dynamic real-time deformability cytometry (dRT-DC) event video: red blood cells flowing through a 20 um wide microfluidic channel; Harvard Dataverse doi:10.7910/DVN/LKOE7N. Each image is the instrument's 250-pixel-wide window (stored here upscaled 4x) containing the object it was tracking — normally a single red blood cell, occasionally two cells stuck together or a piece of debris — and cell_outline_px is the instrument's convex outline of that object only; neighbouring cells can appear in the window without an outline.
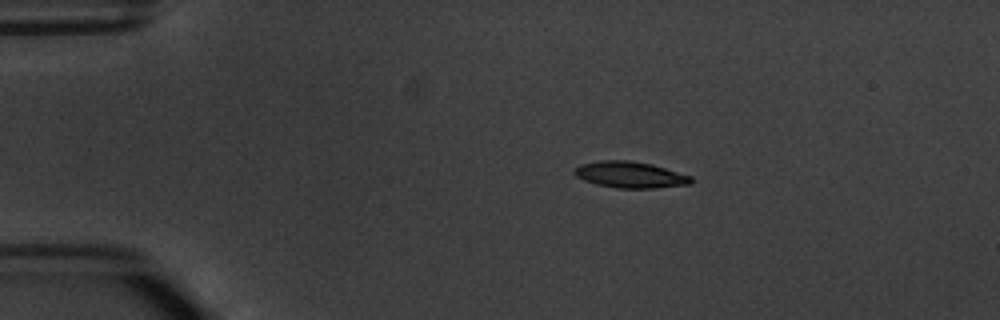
{"species": "common noctule bat (a hibernating species)", "species_latin": "Nyctalus noctula", "temperature_condition": "warm", "stored_images_in_passage": 6, "camera_frame_rate_fps": 3000, "um_per_image_px": 0.085, "animal": {"sex": "male", "body_mass_g": 20.1, "forearm_length_mm": 53.5}, "frame": {"image": 1, "passage_image": 1, "time_ms": 0.0, "image_size_px": [1000, 320], "cell_outline_px": [[692, 184], [656, 188], [616, 188], [596, 184], [584, 180], [576, 176], [572, 172], [572, 168], [580, 164], [600, 160], [632, 160], [652, 164], [692, 176]], "centroid_in_image_um": [53.54, 14.84], "position_along_channel_um": 31.5, "area_um2": 18.15}}
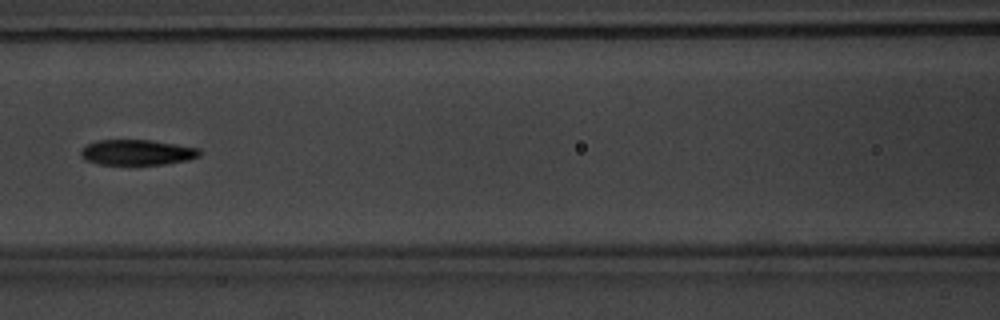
{"frame": {"image": 2, "passage_image": 5, "time_ms": 4.667, "image_size_px": [1000, 320], "cell_outline_px": [[200, 156], [188, 160], [164, 164], [100, 164], [84, 160], [80, 156], [80, 152], [88, 144], [96, 140], [152, 140], [200, 148]], "centroid_in_image_um": [11.66, 12.95], "position_along_channel_um": 154.9, "area_um2": 17.57}}
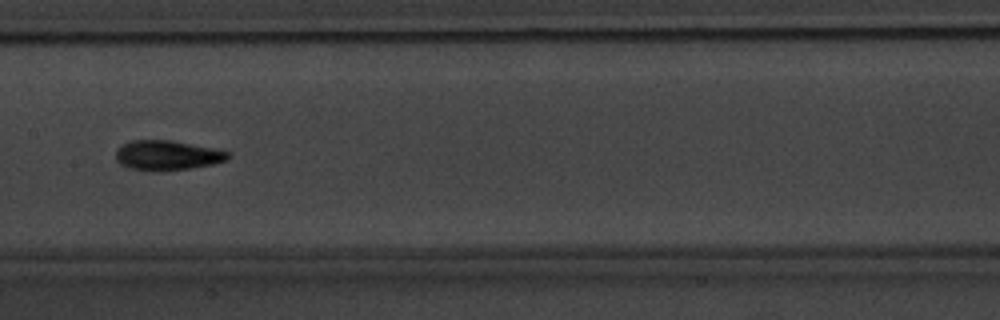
{"frame": {"image": 3, "passage_image": 6, "time_ms": 5.667, "image_size_px": [1000, 320], "cell_outline_px": [[228, 160], [212, 164], [188, 168], [152, 172], [128, 168], [120, 164], [116, 160], [116, 148], [132, 140], [172, 140], [212, 148], [228, 152]], "centroid_in_image_um": [14.15, 13.21], "position_along_channel_um": 193.2, "area_um2": 19.42}}